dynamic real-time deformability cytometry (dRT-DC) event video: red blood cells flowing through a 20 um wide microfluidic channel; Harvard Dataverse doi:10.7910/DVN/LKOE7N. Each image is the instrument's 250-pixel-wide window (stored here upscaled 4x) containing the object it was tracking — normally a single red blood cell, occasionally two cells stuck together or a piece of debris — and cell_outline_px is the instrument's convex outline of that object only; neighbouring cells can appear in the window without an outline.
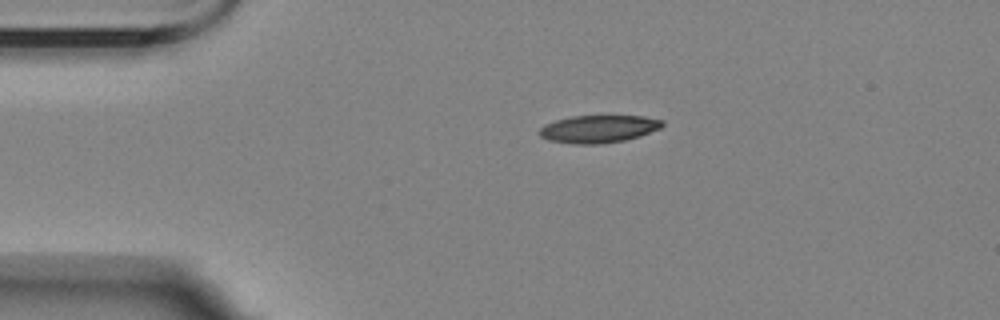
{"species": "Egyptian fruit bat (a non-hibernating species)", "species_latin": "Rousettus aegyptiacus", "temperature_condition": "room temperature", "stored_images_in_passage": 2, "camera_frame_rate_fps": 3000, "um_per_image_px": 0.085, "animal": {"sex": "female"}, "frame": {"image": 1, "passage_image": 1, "time_ms": 0.0, "image_size_px": [1000, 320], "cell_outline_px": [[664, 124], [660, 128], [640, 136], [624, 140], [600, 144], [572, 144], [548, 140], [540, 136], [540, 128], [544, 124], [556, 120], [572, 116], [644, 116], [664, 120]], "centroid_in_image_um": [50.88, 10.96], "position_along_channel_um": 34.1, "area_um2": 19.77}}